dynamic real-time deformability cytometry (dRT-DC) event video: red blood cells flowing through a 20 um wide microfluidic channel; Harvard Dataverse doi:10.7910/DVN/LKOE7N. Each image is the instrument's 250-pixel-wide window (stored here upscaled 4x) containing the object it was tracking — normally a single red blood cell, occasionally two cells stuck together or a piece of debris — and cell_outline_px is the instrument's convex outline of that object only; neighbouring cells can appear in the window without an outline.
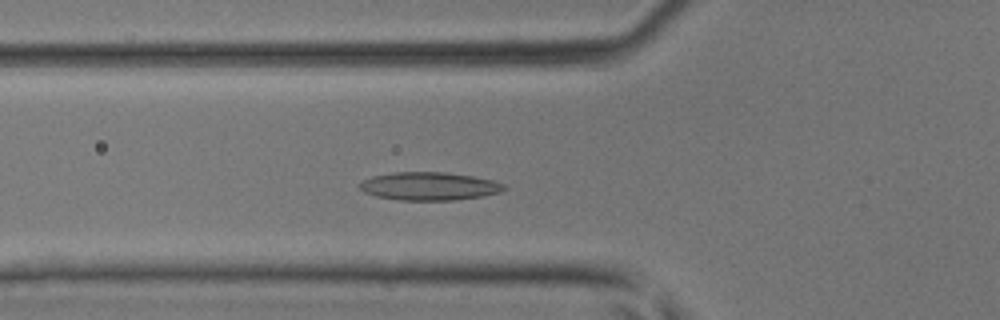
{"species": "common noctule bat (a hibernating species)", "species_latin": "Nyctalus noctula", "temperature_condition": "room temperature", "stored_images_in_passage": 41, "camera_frame_rate_fps": 3000, "um_per_image_px": 0.085, "animal": {"sex": "male", "body_mass_g": 17.9, "forearm_length_mm": 54.2}, "frame": {"image": 1, "passage_image": 13, "time_ms": 4.0, "image_size_px": [1000, 320], "cell_outline_px": [[508, 188], [500, 192], [484, 196], [456, 200], [400, 200], [376, 196], [364, 192], [356, 184], [372, 176], [392, 172], [444, 172], [472, 176], [492, 180], [504, 184]], "centroid_in_image_um": [36.48, 15.83], "position_along_channel_um": 89.3, "area_um2": 23.76}}
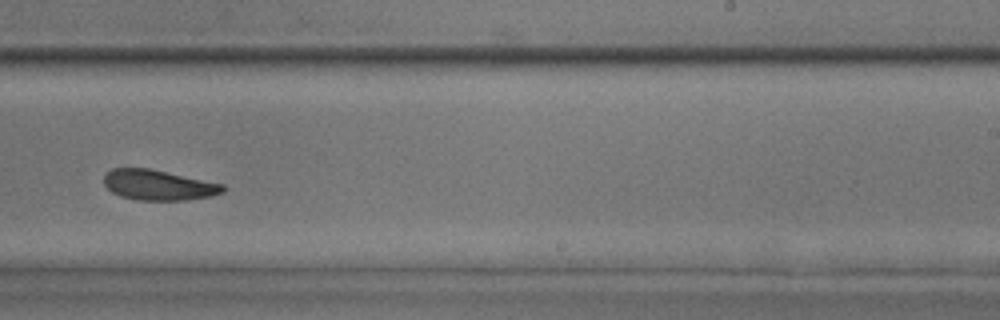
{"frame": {"image": 2, "passage_image": 25, "time_ms": 8.0, "image_size_px": [1000, 320], "cell_outline_px": [[224, 192], [212, 196], [184, 200], [140, 200], [120, 196], [112, 192], [104, 184], [104, 176], [112, 168], [148, 168], [224, 184]], "centroid_in_image_um": [13.47, 15.73], "position_along_channel_um": 275.5, "area_um2": 20.87}}
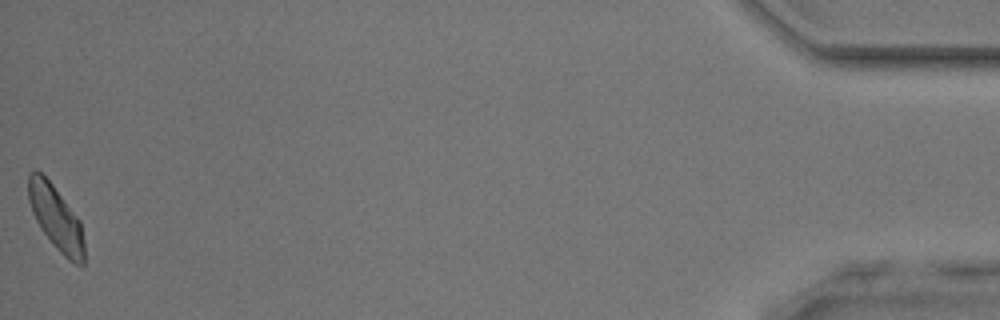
{"frame": {"image": 3, "passage_image": 41, "time_ms": 13.333, "image_size_px": [1000, 320], "cell_outline_px": [[84, 264], [76, 264], [68, 260], [56, 248], [40, 228], [32, 212], [28, 200], [28, 172], [40, 172], [52, 184], [80, 220], [84, 240]], "centroid_in_image_um": [4.76, 18.53], "position_along_channel_um": 430.4, "area_um2": 20.75}}